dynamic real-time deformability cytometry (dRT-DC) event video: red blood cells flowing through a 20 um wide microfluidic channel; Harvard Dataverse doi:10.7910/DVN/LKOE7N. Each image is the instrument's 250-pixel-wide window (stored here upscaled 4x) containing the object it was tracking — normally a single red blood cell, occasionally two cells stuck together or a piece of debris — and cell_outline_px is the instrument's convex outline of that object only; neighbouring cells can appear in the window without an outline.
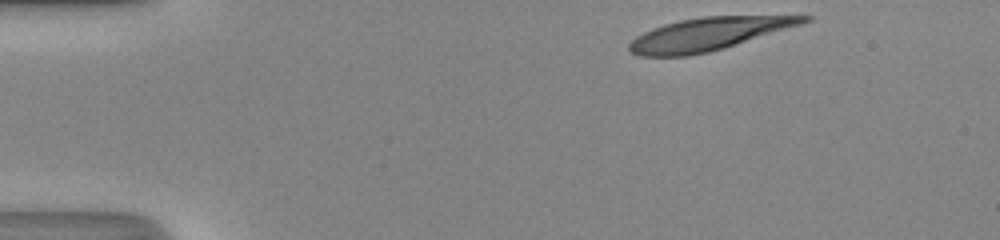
{"species": "human", "species_latin": "Homo sapiens", "temperature_condition": "room temperature", "stored_images_in_passage": 34, "camera_frame_rate_fps": 3000, "um_per_image_px": 0.085, "donor": {"sex": "male"}, "frame": {"image": 1, "passage_image": 1, "time_ms": 0.0, "image_size_px": [1000, 240], "cell_outline_px": [[812, 20], [804, 24], [724, 48], [708, 52], [688, 56], [636, 56], [628, 52], [628, 44], [636, 36], [652, 28], [664, 24], [680, 20], [704, 16], [812, 16]], "centroid_in_image_um": [60.2, 2.9], "position_along_channel_um": 24.8, "area_um2": 33.41}}
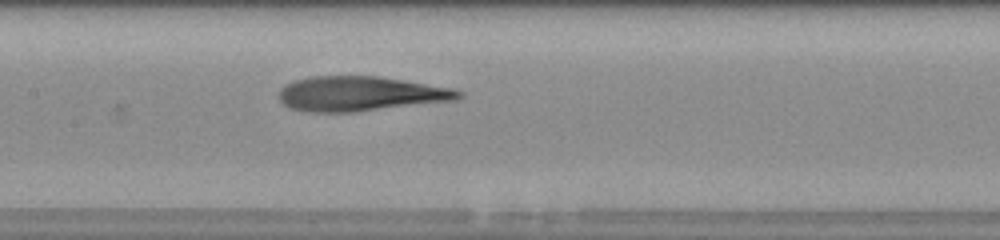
{"frame": {"image": 2, "passage_image": 18, "time_ms": 5.667, "image_size_px": [1000, 240], "cell_outline_px": [[464, 96], [456, 100], [352, 112], [308, 112], [288, 108], [280, 100], [280, 88], [296, 80], [312, 76], [380, 76], [456, 88], [464, 92]], "centroid_in_image_um": [30.69, 7.96], "position_along_channel_um": 176.7, "area_um2": 36.53}}
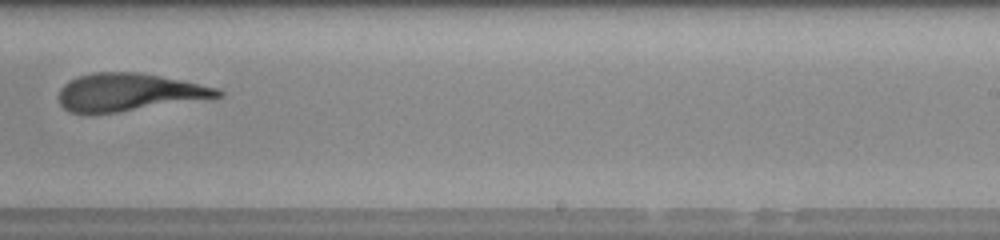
{"frame": {"image": 3, "passage_image": 25, "time_ms": 8.0, "image_size_px": [1000, 240], "cell_outline_px": [[224, 96], [116, 112], [68, 112], [60, 104], [60, 88], [68, 80], [92, 72], [136, 72], [160, 76], [180, 80], [216, 88], [224, 92]], "centroid_in_image_um": [10.93, 7.82], "position_along_channel_um": 278.1, "area_um2": 34.16}, "authors_computed_cell_mechanics": {"area_um2": 36.0672, "velocity_mm_per_s": 4.3508, "shape_relaxation_time_tau1_ms": null, "shape_relaxation_time_tau2_ms": 1.7802, "deformation_change_tau1": null, "deformation_change_tau2": 0.1353}}